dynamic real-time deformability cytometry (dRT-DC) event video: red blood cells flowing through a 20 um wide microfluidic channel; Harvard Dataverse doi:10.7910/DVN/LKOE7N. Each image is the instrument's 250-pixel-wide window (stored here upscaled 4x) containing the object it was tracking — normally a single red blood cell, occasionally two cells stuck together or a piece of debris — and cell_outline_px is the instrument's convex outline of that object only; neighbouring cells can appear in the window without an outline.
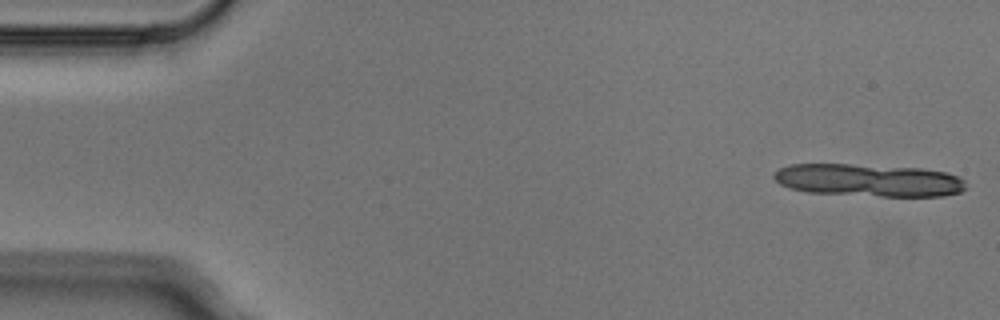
{"species": "Egyptian fruit bat (a non-hibernating species)", "species_latin": "Rousettus aegyptiacus", "temperature_condition": "cold", "stored_images_in_passage": 5, "segment_of_instrument_passage": [1, 2], "camera_frame_rate_fps": 3000, "um_per_image_px": 0.085, "animal": {"sex": "male"}, "frame": {"image": 1, "passage_image": 1, "time_ms": 0.0, "image_size_px": [1000, 320], "cell_outline_px": [[964, 188], [960, 192], [944, 196], [880, 196], [808, 192], [788, 188], [780, 184], [772, 176], [780, 168], [792, 164], [852, 164], [920, 168], [948, 172], [960, 176], [964, 180]], "centroid_in_image_um": [73.85, 15.31], "position_along_channel_um": 11.1, "area_um2": 36.47}}